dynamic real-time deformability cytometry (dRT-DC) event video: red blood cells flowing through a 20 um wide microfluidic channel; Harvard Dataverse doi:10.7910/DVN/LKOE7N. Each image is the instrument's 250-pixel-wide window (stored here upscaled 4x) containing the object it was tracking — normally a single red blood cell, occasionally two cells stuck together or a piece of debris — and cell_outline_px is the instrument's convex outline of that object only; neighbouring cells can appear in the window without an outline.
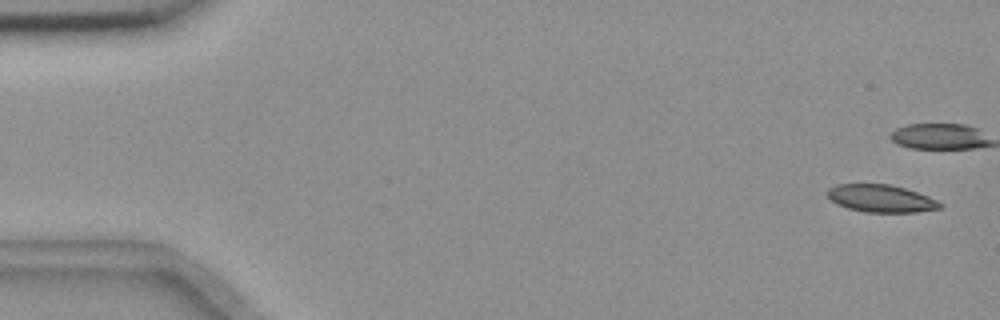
{"species": "common noctule bat (a hibernating species)", "species_latin": "Nyctalus noctula", "temperature_condition": "room temperature", "stored_images_in_passage": 6, "camera_frame_rate_fps": 3000, "um_per_image_px": 0.085, "animal": {"sex": "female", "body_mass_g": 18.4}, "frame": {"image": 1, "passage_image": 1, "time_ms": 0.0, "image_size_px": [1000, 320], "cell_outline_px": [[944, 204], [940, 208], [916, 212], [864, 212], [848, 208], [836, 204], [824, 192], [828, 188], [836, 184], [892, 184], [928, 196]], "centroid_in_image_um": [74.85, 16.86], "position_along_channel_um": 10.2, "area_um2": 18.09}}